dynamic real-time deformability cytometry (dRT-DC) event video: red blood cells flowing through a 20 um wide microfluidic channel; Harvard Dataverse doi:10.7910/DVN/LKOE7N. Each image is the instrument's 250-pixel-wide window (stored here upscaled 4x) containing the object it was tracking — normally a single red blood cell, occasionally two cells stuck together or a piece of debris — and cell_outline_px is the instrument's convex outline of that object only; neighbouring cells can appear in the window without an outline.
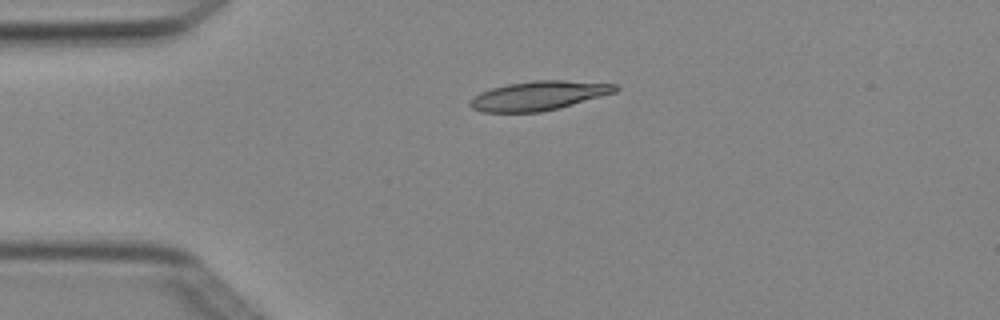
{"species": "Egyptian fruit bat (a non-hibernating species)", "species_latin": "Rousettus aegyptiacus", "temperature_condition": "cold", "stored_images_in_passage": 2, "camera_frame_rate_fps": 3000, "um_per_image_px": 0.085, "animal": {"sex": "female"}, "frame": {"image": 1, "passage_image": 1, "time_ms": 0.0, "image_size_px": [1000, 320], "cell_outline_px": [[620, 88], [616, 92], [560, 108], [540, 112], [480, 112], [472, 108], [468, 104], [468, 100], [480, 92], [492, 88], [508, 84], [532, 80], [564, 80], [616, 84]], "centroid_in_image_um": [45.77, 8.13], "position_along_channel_um": 39.2, "area_um2": 24.85}}